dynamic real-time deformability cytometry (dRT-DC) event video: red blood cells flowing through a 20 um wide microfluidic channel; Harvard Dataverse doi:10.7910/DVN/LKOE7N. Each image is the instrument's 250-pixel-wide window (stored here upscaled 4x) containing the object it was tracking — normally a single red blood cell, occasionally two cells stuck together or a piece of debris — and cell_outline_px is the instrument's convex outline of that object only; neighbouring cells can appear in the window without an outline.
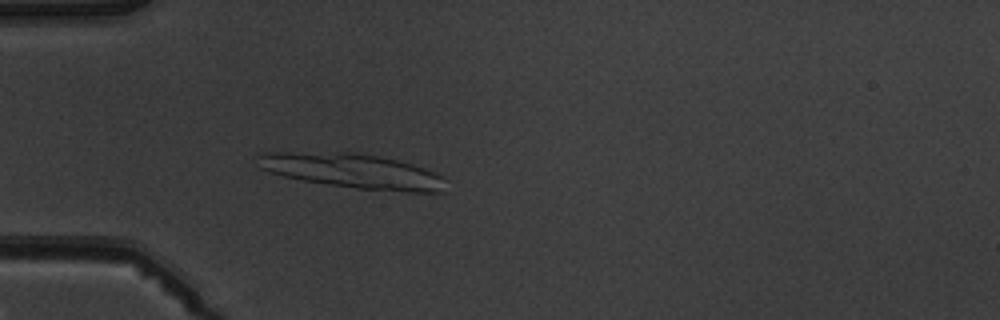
{"species": "common noctule bat (a hibernating species)", "species_latin": "Nyctalus noctula", "temperature_condition": "warm", "stored_images_in_passage": 6, "camera_frame_rate_fps": 3000, "um_per_image_px": 0.085, "animal": {"sex": "male", "body_mass_g": 19.5, "forearm_length_mm": 54.6}, "frame": {"image": 1, "passage_image": 6, "time_ms": 6.667, "image_size_px": [1000, 320], "cell_outline_px": [[444, 192], [408, 192], [356, 188], [304, 180], [284, 176], [268, 172], [260, 168], [256, 156], [264, 152], [348, 152], [380, 156], [412, 164], [424, 168], [440, 176], [444, 180]], "centroid_in_image_um": [29.94, 14.52], "position_along_channel_um": 55.1, "area_um2": 37.63}}